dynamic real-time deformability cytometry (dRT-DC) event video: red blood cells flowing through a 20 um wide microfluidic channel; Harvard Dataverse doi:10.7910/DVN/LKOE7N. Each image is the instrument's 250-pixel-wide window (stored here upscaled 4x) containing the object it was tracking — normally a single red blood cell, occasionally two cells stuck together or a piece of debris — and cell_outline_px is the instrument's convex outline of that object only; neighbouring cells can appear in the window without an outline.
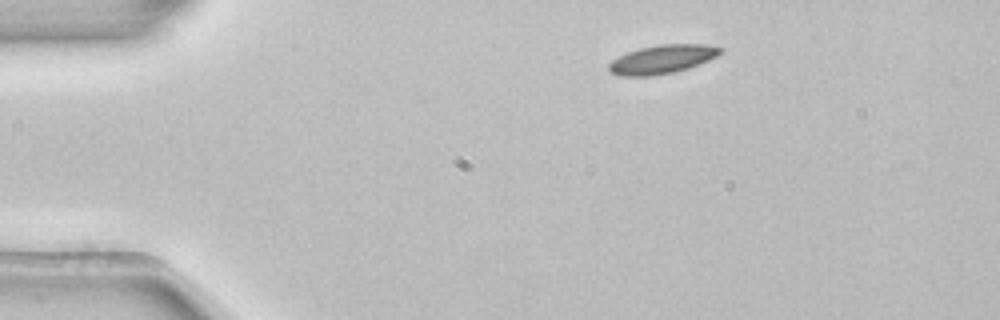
{"species": "common noctule bat (a hibernating species)", "species_latin": "Nyctalus noctula", "temperature_condition": "room temperature", "stored_images_in_passage": 3, "camera_frame_rate_fps": 3000, "um_per_image_px": 0.085, "animal": {"sex": "female", "body_mass_g": 22.7, "forearm_length_mm": 54.2}, "frame": {"image": 1, "passage_image": 1, "time_ms": 0.0, "image_size_px": [1000, 320], "cell_outline_px": [[724, 52], [708, 60], [688, 68], [672, 72], [652, 76], [620, 76], [612, 72], [608, 68], [608, 64], [612, 60], [628, 52], [640, 48], [660, 44], [704, 44], [724, 48]], "centroid_in_image_um": [56.3, 5.03], "position_along_channel_um": 28.7, "area_um2": 18.5}}
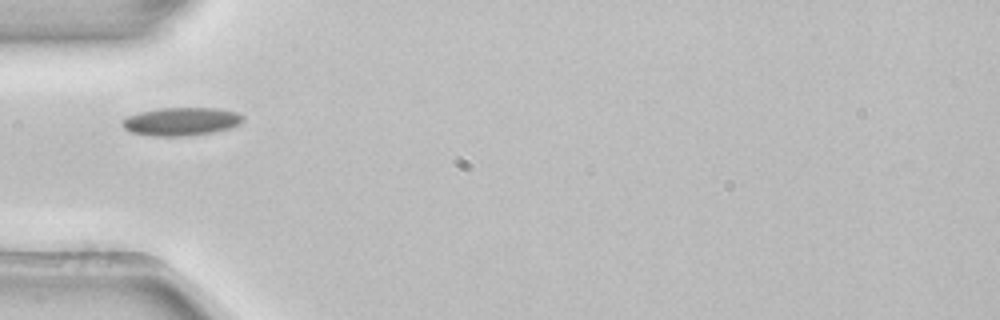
{"frame": {"image": 2, "passage_image": 3, "time_ms": 0.667, "image_size_px": [1000, 320], "cell_outline_px": [[244, 120], [228, 128], [212, 132], [188, 136], [152, 136], [128, 132], [120, 124], [128, 116], [140, 112], [160, 108], [216, 108], [236, 112], [244, 116]], "centroid_in_image_um": [15.36, 10.33], "position_along_channel_um": 69.6, "area_um2": 19.71}}